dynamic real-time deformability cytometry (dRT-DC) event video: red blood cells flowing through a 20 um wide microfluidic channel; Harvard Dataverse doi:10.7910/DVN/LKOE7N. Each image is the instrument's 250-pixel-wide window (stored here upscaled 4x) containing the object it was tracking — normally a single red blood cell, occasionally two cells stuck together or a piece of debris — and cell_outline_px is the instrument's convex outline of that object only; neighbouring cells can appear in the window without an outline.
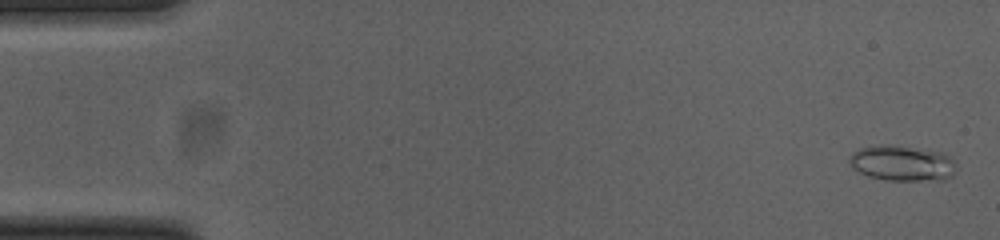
{"species": "common noctule bat (a hibernating species)", "species_latin": "Nyctalus noctula", "temperature_condition": "cold", "stored_images_in_passage": 52, "camera_frame_rate_fps": 3000, "um_per_image_px": 0.085, "animal": {"sex": "female", "body_mass_g": 23.0, "forearm_length_mm": 53.4}, "frame": {"image": 1, "passage_image": 1, "time_ms": 0.0, "image_size_px": [1000, 240], "cell_outline_px": [[956, 168], [952, 176], [944, 180], [888, 180], [868, 176], [852, 168], [848, 160], [848, 156], [852, 152], [860, 148], [888, 144], [944, 152], [956, 164]], "centroid_in_image_um": [76.68, 13.87], "position_along_channel_um": 8.3, "area_um2": 22.2}}
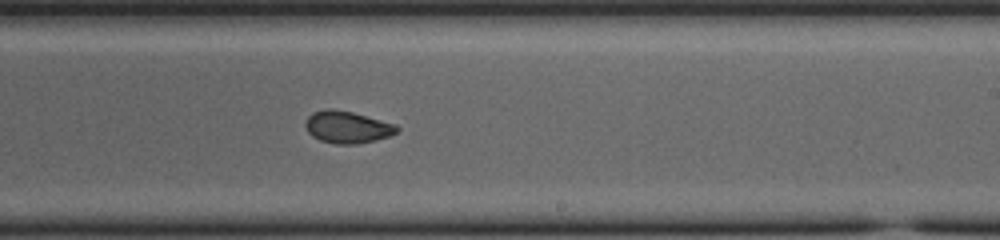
{"frame": {"image": 2, "passage_image": 31, "time_ms": 10.0, "image_size_px": [1000, 240], "cell_outline_px": [[400, 128], [396, 132], [388, 136], [376, 140], [356, 144], [336, 144], [320, 140], [312, 136], [308, 132], [304, 124], [304, 120], [312, 112], [328, 108], [332, 108], [352, 112], [396, 124]], "centroid_in_image_um": [29.48, 10.8], "position_along_channel_um": 259.5, "area_um2": 17.17}}
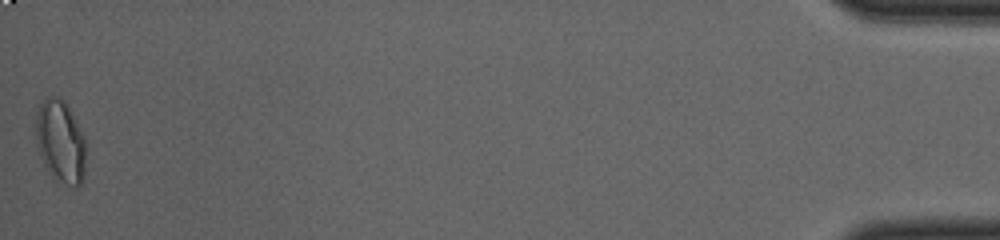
{"frame": {"image": 3, "passage_image": 52, "time_ms": 17.0, "image_size_px": [1000, 240], "cell_outline_px": [[84, 176], [80, 184], [76, 188], [72, 188], [56, 184], [52, 180], [36, 148], [36, 112], [40, 100], [48, 96], [56, 96], [64, 100], [76, 120], [84, 136]], "centroid_in_image_um": [5.1, 12.08], "position_along_channel_um": 430.1, "area_um2": 24.85}, "authors_computed_cell_mechanics": {"area_um2": 17.7735, "velocity_mm_per_s": 3.8531, "shape_relaxation_time_tau1_ms": null, "shape_relaxation_time_tau2_ms": 1.7016, "deformation_change_tau1": null, "deformation_change_tau2": 0.0526}}